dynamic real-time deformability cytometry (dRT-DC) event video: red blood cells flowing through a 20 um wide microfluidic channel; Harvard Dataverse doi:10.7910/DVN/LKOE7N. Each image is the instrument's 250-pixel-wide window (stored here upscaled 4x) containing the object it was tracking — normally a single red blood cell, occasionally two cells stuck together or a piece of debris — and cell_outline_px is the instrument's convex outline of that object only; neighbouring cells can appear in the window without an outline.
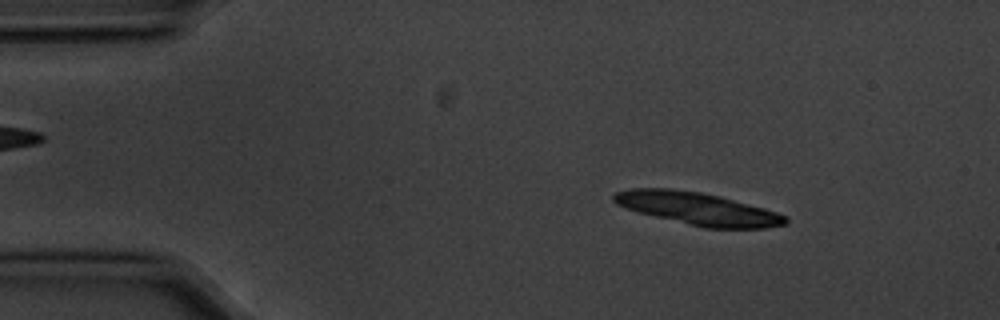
{"species": "common noctule bat (a hibernating species)", "species_latin": "Nyctalus noctula", "temperature_condition": "cold", "stored_images_in_passage": 6, "segment_of_instrument_passage": [1, 2], "camera_frame_rate_fps": 3000, "um_per_image_px": 0.085, "animal": {"sex": "male", "body_mass_g": 20.1, "forearm_length_mm": 53.5}, "frame": {"image": 1, "passage_image": 2, "time_ms": 0.333, "image_size_px": [1000, 320], "cell_outline_px": [[788, 220], [784, 224], [768, 228], [704, 228], [640, 212], [616, 204], [612, 200], [612, 196], [616, 192], [632, 188], [668, 188], [700, 192], [720, 196], [764, 208], [788, 216]], "centroid_in_image_um": [59.33, 17.73], "position_along_channel_um": 25.7, "area_um2": 32.19}}